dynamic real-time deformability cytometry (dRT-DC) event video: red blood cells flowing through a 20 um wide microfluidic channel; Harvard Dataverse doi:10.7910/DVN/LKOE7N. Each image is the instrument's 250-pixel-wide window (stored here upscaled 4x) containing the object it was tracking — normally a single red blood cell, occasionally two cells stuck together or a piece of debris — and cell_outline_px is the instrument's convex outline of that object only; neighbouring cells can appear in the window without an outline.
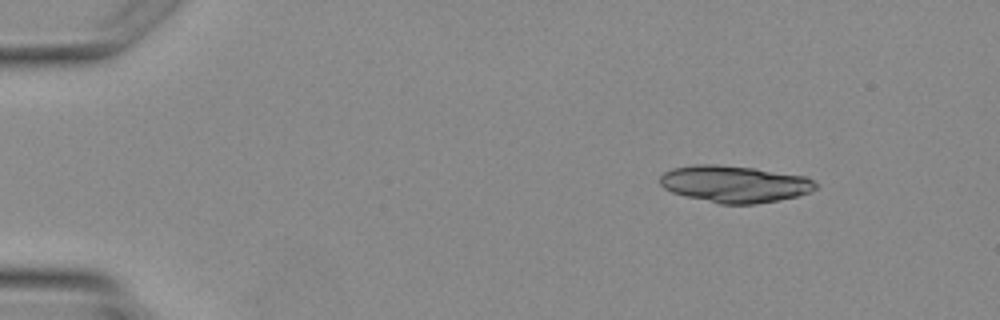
{"species": "Egyptian fruit bat (a non-hibernating species)", "species_latin": "Rousettus aegyptiacus", "temperature_condition": "warm", "stored_images_in_passage": 3, "camera_frame_rate_fps": 3000, "um_per_image_px": 0.085, "animal": {"sex": "female"}, "frame": {"image": 1, "passage_image": 1, "time_ms": 0.0, "image_size_px": [1000, 320], "cell_outline_px": [[820, 184], [812, 192], [796, 196], [756, 204], [720, 204], [684, 196], [672, 192], [664, 188], [660, 184], [660, 176], [664, 172], [672, 168], [692, 164], [716, 164], [756, 168], [808, 176]], "centroid_in_image_um": [62.46, 15.63], "position_along_channel_um": 22.5, "area_um2": 33.87}}